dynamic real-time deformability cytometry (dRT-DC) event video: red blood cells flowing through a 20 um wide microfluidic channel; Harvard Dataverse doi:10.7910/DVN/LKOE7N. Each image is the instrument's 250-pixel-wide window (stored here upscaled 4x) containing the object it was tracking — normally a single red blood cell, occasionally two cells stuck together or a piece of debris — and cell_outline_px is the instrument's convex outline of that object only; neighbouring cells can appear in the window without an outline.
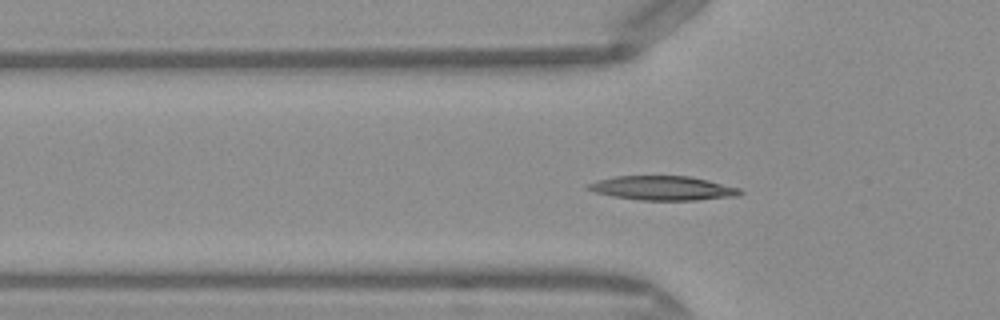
{"species": "Egyptian fruit bat (a non-hibernating species)", "species_latin": "Rousettus aegyptiacus", "temperature_condition": "warm", "stored_images_in_passage": 27, "camera_frame_rate_fps": 3000, "um_per_image_px": 0.085, "frame": {"image": 1, "passage_image": 16, "time_ms": 5.0, "image_size_px": [1000, 320], "cell_outline_px": [[744, 192], [740, 196], [696, 200], [640, 200], [612, 196], [596, 192], [588, 188], [588, 184], [600, 180], [616, 176], [692, 176], [740, 188]], "centroid_in_image_um": [56.43, 15.99], "position_along_channel_um": 69.4, "area_um2": 21.33}}
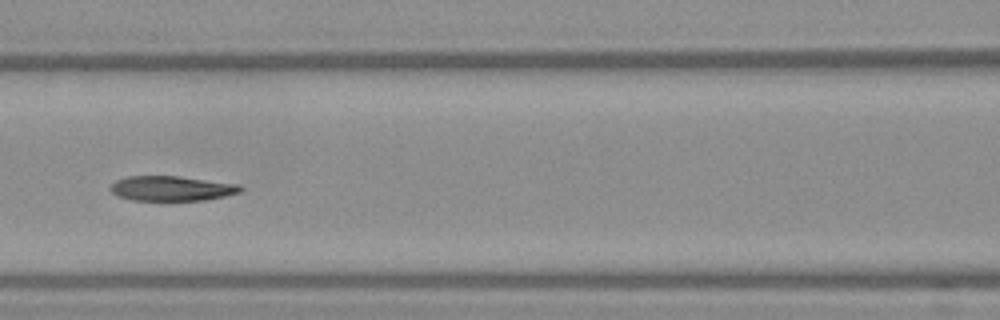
{"frame": {"image": 2, "passage_image": 22, "time_ms": 7.0, "image_size_px": [1000, 320], "cell_outline_px": [[244, 188], [240, 192], [224, 196], [204, 200], [132, 200], [120, 196], [112, 192], [108, 188], [116, 180], [128, 176], [180, 176], [240, 184]], "centroid_in_image_um": [14.61, 16.0], "position_along_channel_um": 152.0, "area_um2": 18.84}}
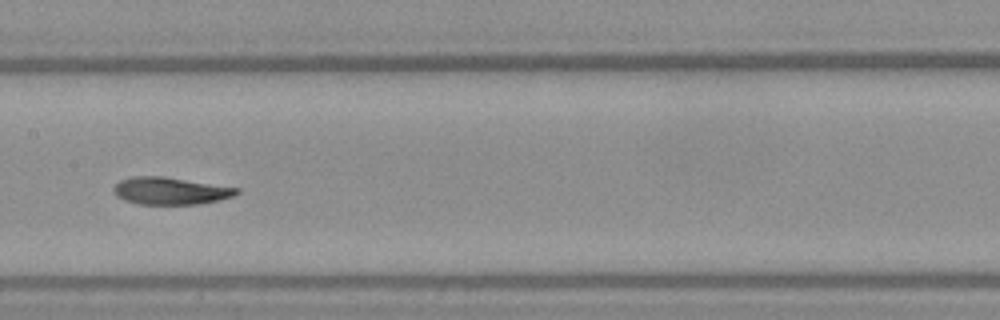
{"frame": {"image": 3, "passage_image": 25, "time_ms": 8.0, "image_size_px": [1000, 320], "cell_outline_px": [[240, 192], [232, 196], [220, 200], [200, 204], [140, 204], [124, 200], [116, 196], [112, 192], [112, 188], [120, 180], [132, 176], [164, 176], [240, 188]], "centroid_in_image_um": [14.47, 16.22], "position_along_channel_um": 192.9, "area_um2": 19.71}}